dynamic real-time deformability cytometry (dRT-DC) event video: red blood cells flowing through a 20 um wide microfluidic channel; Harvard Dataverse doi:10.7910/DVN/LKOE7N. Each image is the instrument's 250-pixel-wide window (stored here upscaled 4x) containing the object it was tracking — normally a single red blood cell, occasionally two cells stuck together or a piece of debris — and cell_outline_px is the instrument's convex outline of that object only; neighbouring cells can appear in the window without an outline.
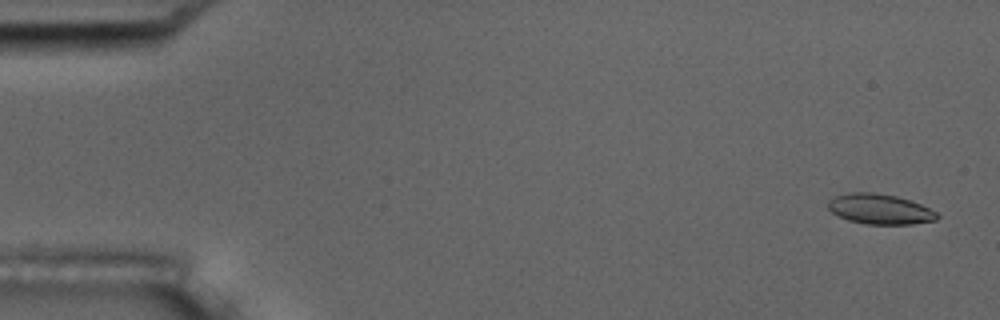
{"species": "common noctule bat (a hibernating species)", "species_latin": "Nyctalus noctula", "temperature_condition": "room temperature", "stored_images_in_passage": 54, "camera_frame_rate_fps": 3000, "um_per_image_px": 0.085, "animal": {"sex": "male", "body_mass_g": 17.5, "forearm_length_mm": 52.3}, "frame": {"image": 1, "passage_image": 2, "time_ms": 0.333, "image_size_px": [1000, 320], "cell_outline_px": [[940, 216], [936, 220], [912, 224], [868, 224], [848, 220], [832, 212], [828, 208], [828, 200], [836, 196], [848, 192], [872, 192], [896, 196], [920, 204], [936, 212]], "centroid_in_image_um": [74.78, 17.77], "position_along_channel_um": 10.2, "area_um2": 19.02}}
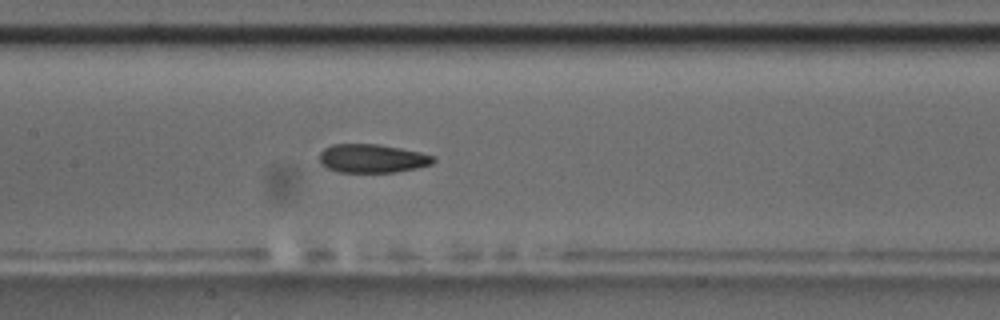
{"frame": {"image": 2, "passage_image": 26, "time_ms": 8.333, "image_size_px": [1000, 320], "cell_outline_px": [[436, 160], [432, 164], [416, 168], [396, 172], [340, 172], [328, 168], [320, 164], [320, 152], [324, 148], [332, 144], [380, 144], [420, 152], [436, 156]], "centroid_in_image_um": [31.65, 13.46], "position_along_channel_um": 175.7, "area_um2": 19.07}}
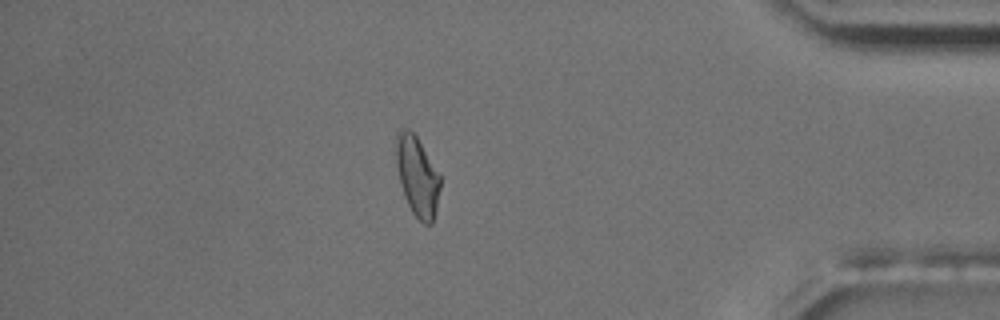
{"frame": {"image": 3, "passage_image": 47, "time_ms": 15.333, "image_size_px": [1000, 320], "cell_outline_px": [[440, 188], [436, 212], [432, 224], [424, 224], [412, 212], [404, 196], [400, 184], [396, 164], [396, 132], [400, 128], [408, 128], [416, 136], [440, 176]], "centroid_in_image_um": [35.45, 14.98], "position_along_channel_um": 399.7, "area_um2": 20.4}, "authors_computed_cell_mechanics": {"area_um2": 19.4497, "velocity_mm_per_s": 3.7204, "shape_relaxation_time_tau1_ms": null, "shape_relaxation_time_tau2_ms": 2.5307, "deformation_change_tau1": null, "deformation_change_tau2": 0.0776}}